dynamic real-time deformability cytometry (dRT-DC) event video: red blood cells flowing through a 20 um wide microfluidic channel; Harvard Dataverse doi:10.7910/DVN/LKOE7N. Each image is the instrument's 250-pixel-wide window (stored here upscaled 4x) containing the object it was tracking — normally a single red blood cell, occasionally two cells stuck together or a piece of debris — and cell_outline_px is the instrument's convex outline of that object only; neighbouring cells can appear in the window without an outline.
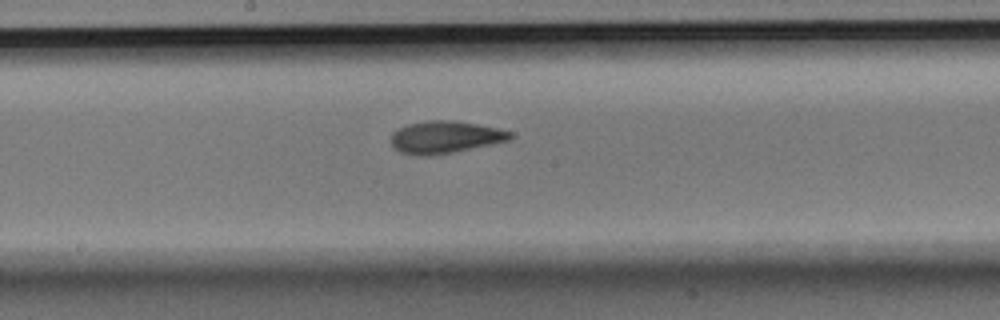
{"species": "Egyptian fruit bat (a non-hibernating species)", "species_latin": "Rousettus aegyptiacus", "temperature_condition": "room temperature", "stored_images_in_passage": 10, "camera_frame_rate_fps": 3000, "um_per_image_px": 0.085, "animal": {"sex": "male"}, "frame": {"image": 1, "passage_image": 10, "time_ms": 3.0, "image_size_px": [1000, 320], "cell_outline_px": [[512, 136], [508, 140], [452, 152], [428, 156], [416, 156], [400, 152], [392, 144], [392, 132], [396, 128], [408, 124], [428, 120], [456, 120], [500, 128], [512, 132]], "centroid_in_image_um": [37.8, 11.64], "position_along_channel_um": 210.4, "area_um2": 22.37}}